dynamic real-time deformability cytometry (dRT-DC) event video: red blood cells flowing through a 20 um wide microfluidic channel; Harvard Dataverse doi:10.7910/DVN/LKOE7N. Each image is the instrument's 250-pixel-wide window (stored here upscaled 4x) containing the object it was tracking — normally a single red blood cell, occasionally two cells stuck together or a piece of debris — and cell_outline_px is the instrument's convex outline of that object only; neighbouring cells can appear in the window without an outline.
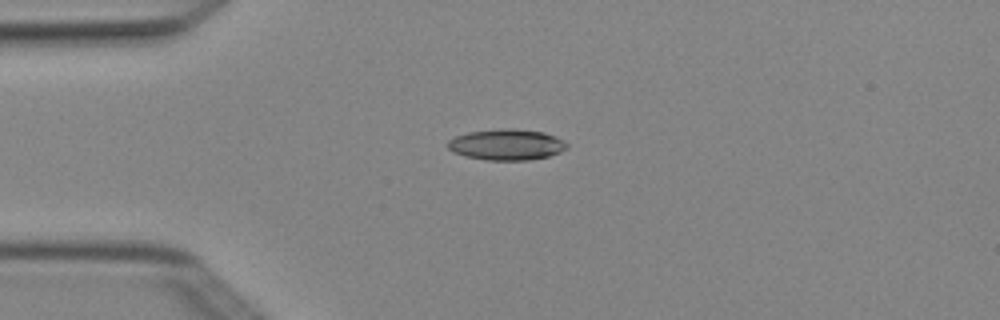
{"species": "Egyptian fruit bat (a non-hibernating species)", "species_latin": "Rousettus aegyptiacus", "temperature_condition": "cold", "stored_images_in_passage": 4, "camera_frame_rate_fps": 3000, "um_per_image_px": 0.085, "animal": {"sex": "female"}, "frame": {"image": 1, "passage_image": 1, "time_ms": 0.0, "image_size_px": [1000, 320], "cell_outline_px": [[568, 148], [560, 152], [548, 156], [528, 160], [488, 160], [464, 156], [452, 152], [448, 148], [448, 140], [456, 136], [468, 132], [504, 128], [508, 128], [544, 132], [556, 136], [564, 140], [568, 144]], "centroid_in_image_um": [43.07, 12.29], "position_along_channel_um": 41.9, "area_um2": 21.56}}
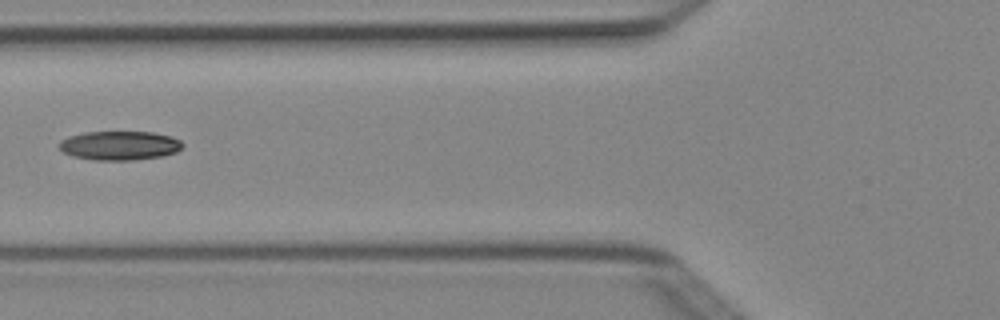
{"frame": {"image": 2, "passage_image": 3, "time_ms": 0.667, "image_size_px": [1000, 320], "cell_outline_px": [[184, 144], [176, 152], [160, 156], [136, 160], [92, 160], [72, 156], [64, 152], [60, 148], [60, 140], [68, 136], [84, 132], [152, 132], [172, 136], [180, 140]], "centroid_in_image_um": [10.16, 12.37], "position_along_channel_um": 115.6, "area_um2": 20.92}}
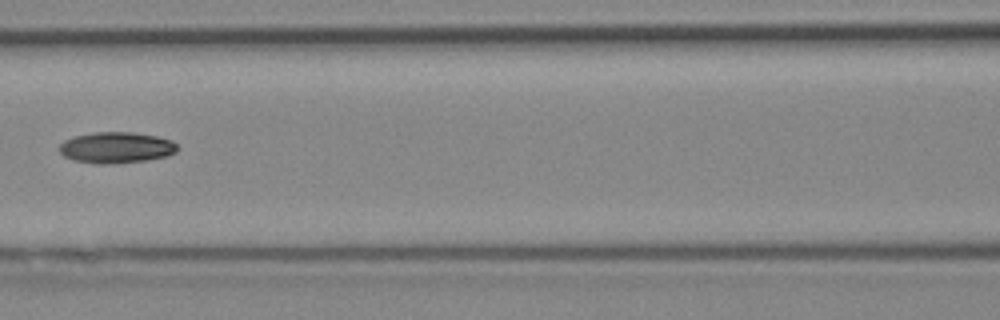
{"frame": {"image": 3, "passage_image": 4, "time_ms": 1.0, "image_size_px": [1000, 320], "cell_outline_px": [[180, 148], [176, 152], [168, 156], [148, 160], [104, 164], [96, 164], [72, 160], [64, 156], [60, 152], [60, 144], [64, 140], [76, 136], [96, 132], [132, 132], [156, 136], [172, 140]], "centroid_in_image_um": [9.91, 12.55], "position_along_channel_um": 156.7, "area_um2": 21.44}}